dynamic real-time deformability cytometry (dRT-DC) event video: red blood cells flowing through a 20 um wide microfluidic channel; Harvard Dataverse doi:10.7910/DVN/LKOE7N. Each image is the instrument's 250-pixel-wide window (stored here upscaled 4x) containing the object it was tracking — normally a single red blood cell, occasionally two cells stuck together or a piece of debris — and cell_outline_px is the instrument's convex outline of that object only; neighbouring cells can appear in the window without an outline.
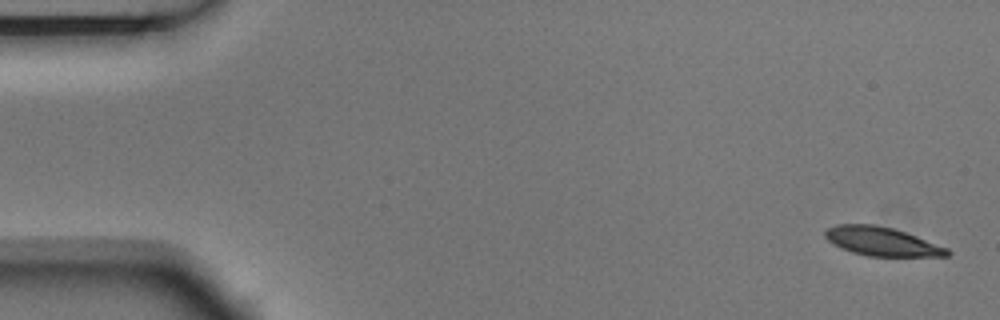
{"species": "Egyptian fruit bat (a non-hibernating species)", "species_latin": "Rousettus aegyptiacus", "temperature_condition": "room temperature", "stored_images_in_passage": 5, "camera_frame_rate_fps": 3000, "um_per_image_px": 0.085, "animal": {"sex": "male"}, "frame": {"image": 1, "passage_image": 1, "time_ms": 0.0, "image_size_px": [1000, 320], "cell_outline_px": [[952, 252], [948, 256], [868, 256], [852, 252], [840, 248], [832, 244], [824, 236], [824, 232], [828, 228], [836, 224], [876, 224], [892, 228], [916, 236], [948, 248]], "centroid_in_image_um": [74.93, 20.52], "position_along_channel_um": 10.1, "area_um2": 20.46}}